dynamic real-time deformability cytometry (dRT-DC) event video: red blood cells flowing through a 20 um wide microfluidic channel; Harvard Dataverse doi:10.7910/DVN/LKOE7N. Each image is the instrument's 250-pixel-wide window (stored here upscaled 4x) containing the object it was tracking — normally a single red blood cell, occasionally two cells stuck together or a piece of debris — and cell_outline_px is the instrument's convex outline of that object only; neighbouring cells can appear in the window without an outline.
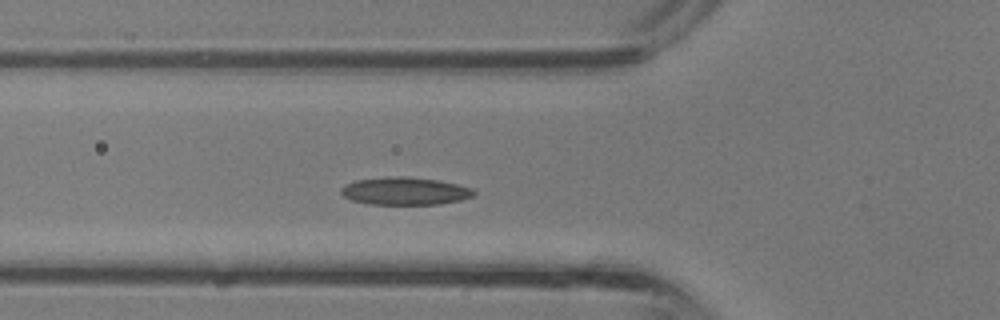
{"species": "common noctule bat (a hibernating species)", "species_latin": "Nyctalus noctula", "temperature_condition": "room temperature", "stored_images_in_passage": 28, "camera_frame_rate_fps": 3000, "um_per_image_px": 0.085, "animal": {"sex": "male", "body_mass_g": 13.3}, "frame": {"image": 1, "passage_image": 6, "time_ms": 1.667, "image_size_px": [1000, 320], "cell_outline_px": [[476, 192], [472, 196], [460, 200], [440, 204], [368, 204], [352, 200], [344, 196], [340, 192], [340, 188], [356, 180], [388, 176], [400, 176], [436, 180], [456, 184], [472, 188]], "centroid_in_image_um": [34.4, 16.24], "position_along_channel_um": 91.4, "area_um2": 21.21}}
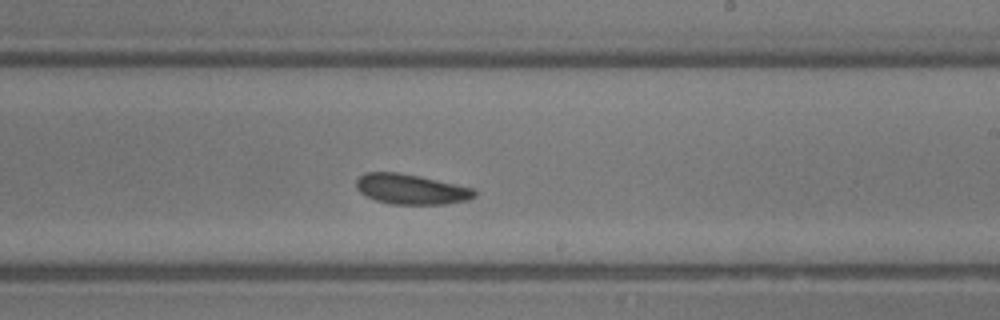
{"frame": {"image": 2, "passage_image": 15, "time_ms": 4.667, "image_size_px": [1000, 320], "cell_outline_px": [[476, 196], [468, 200], [444, 204], [392, 204], [376, 200], [360, 192], [356, 188], [356, 180], [364, 172], [400, 172], [420, 176], [472, 188], [476, 192]], "centroid_in_image_um": [34.92, 16.07], "position_along_channel_um": 254.1, "area_um2": 20.69}}
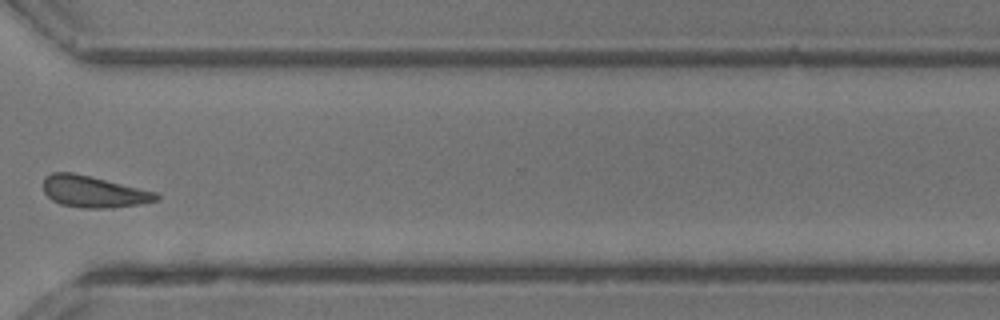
{"frame": {"image": 3, "passage_image": 21, "time_ms": 6.667, "image_size_px": [1000, 320], "cell_outline_px": [[160, 200], [140, 204], [112, 208], [84, 208], [60, 204], [52, 200], [44, 192], [44, 176], [52, 172], [72, 172], [156, 192], [160, 196]], "centroid_in_image_um": [7.95, 16.3], "position_along_channel_um": 362.7, "area_um2": 20.69}}